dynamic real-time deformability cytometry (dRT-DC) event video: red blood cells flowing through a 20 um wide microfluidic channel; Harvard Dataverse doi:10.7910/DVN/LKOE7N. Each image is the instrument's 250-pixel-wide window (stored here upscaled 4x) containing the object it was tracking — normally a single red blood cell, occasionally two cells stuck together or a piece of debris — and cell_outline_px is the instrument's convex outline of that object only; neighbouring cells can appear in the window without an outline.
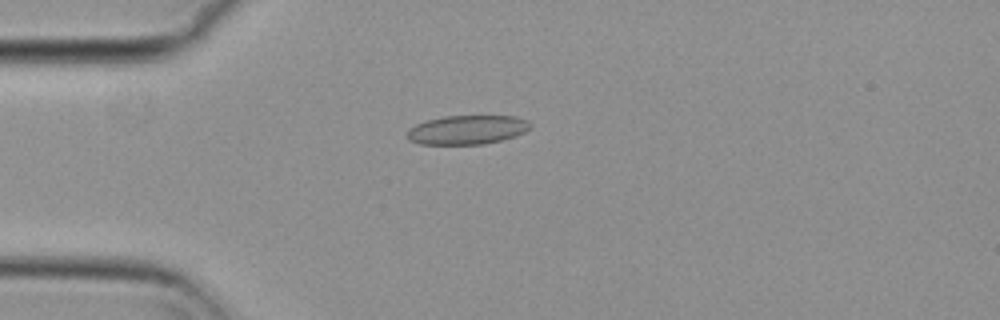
{"species": "common noctule bat (a hibernating species)", "species_latin": "Nyctalus noctula", "temperature_condition": "cold", "stored_images_in_passage": 26, "camera_frame_rate_fps": 3000, "um_per_image_px": 0.085, "animal": {"sex": "female", "body_mass_g": 29.2, "forearm_length_mm": 56.3}, "frame": {"image": 1, "passage_image": 15, "time_ms": 4.667, "image_size_px": [1000, 320], "cell_outline_px": [[532, 128], [516, 136], [484, 144], [420, 144], [408, 140], [408, 128], [416, 124], [428, 120], [444, 116], [516, 116], [528, 120], [532, 124]], "centroid_in_image_um": [39.74, 11.03], "position_along_channel_um": 45.3, "area_um2": 20.92}}
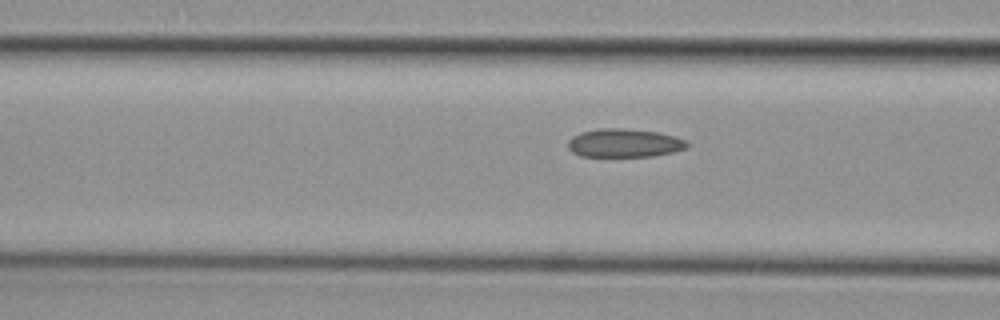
{"frame": {"image": 2, "passage_image": 22, "time_ms": 7.0, "image_size_px": [1000, 320], "cell_outline_px": [[688, 148], [672, 152], [652, 156], [580, 156], [572, 152], [568, 148], [568, 140], [572, 136], [580, 132], [600, 128], [624, 128], [660, 132], [676, 136], [688, 140]], "centroid_in_image_um": [53.08, 12.14], "position_along_channel_um": 113.5, "area_um2": 20.0}}
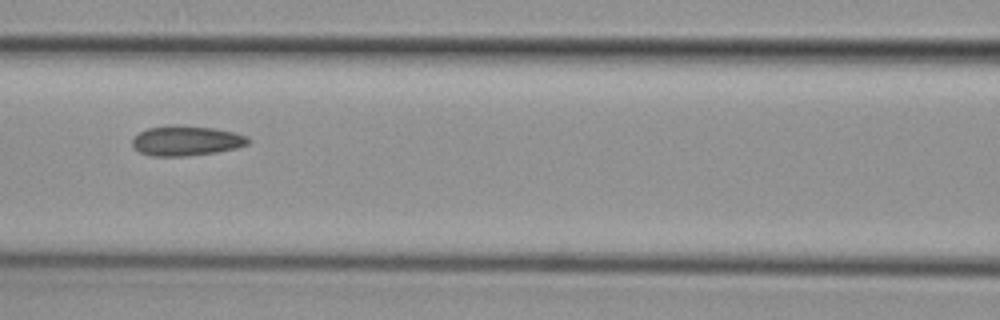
{"frame": {"image": 3, "passage_image": 25, "time_ms": 8.0, "image_size_px": [1000, 320], "cell_outline_px": [[252, 140], [248, 144], [236, 148], [216, 152], [188, 156], [152, 156], [140, 152], [132, 144], [132, 140], [140, 132], [148, 128], [172, 124], [176, 124], [212, 128], [232, 132], [248, 136]], "centroid_in_image_um": [15.85, 11.96], "position_along_channel_um": 150.7, "area_um2": 20.23}}